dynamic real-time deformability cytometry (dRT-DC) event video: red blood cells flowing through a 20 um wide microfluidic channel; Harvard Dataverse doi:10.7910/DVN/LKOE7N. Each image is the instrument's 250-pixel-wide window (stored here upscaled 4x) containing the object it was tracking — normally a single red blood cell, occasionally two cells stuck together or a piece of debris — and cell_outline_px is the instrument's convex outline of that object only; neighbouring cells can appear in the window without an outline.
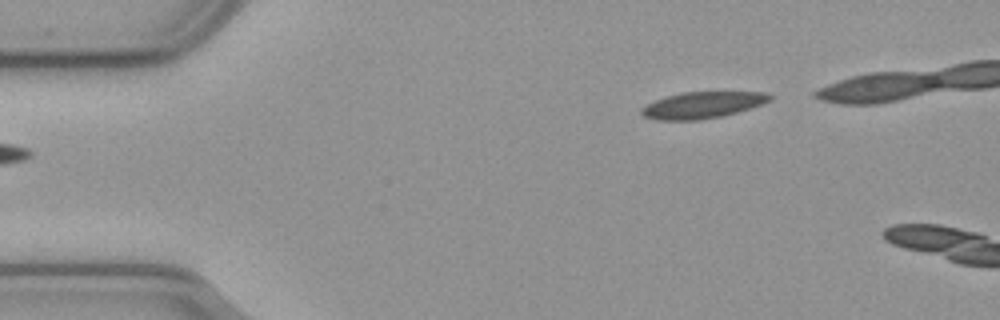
{"species": "common noctule bat (a hibernating species)", "species_latin": "Nyctalus noctula", "temperature_condition": "cold", "stored_images_in_passage": 5, "camera_frame_rate_fps": 3000, "um_per_image_px": 0.085, "animal": {"sex": "male", "body_mass_g": 23.1, "forearm_length_mm": 52.7}, "frame": {"image": 1, "passage_image": 1, "time_ms": 0.0, "image_size_px": [1000, 320], "cell_outline_px": [[772, 96], [768, 100], [760, 104], [736, 112], [720, 116], [696, 120], [656, 120], [644, 116], [640, 112], [640, 108], [656, 100], [680, 92], [768, 92]], "centroid_in_image_um": [59.66, 8.92], "position_along_channel_um": 25.3, "area_um2": 19.42}}